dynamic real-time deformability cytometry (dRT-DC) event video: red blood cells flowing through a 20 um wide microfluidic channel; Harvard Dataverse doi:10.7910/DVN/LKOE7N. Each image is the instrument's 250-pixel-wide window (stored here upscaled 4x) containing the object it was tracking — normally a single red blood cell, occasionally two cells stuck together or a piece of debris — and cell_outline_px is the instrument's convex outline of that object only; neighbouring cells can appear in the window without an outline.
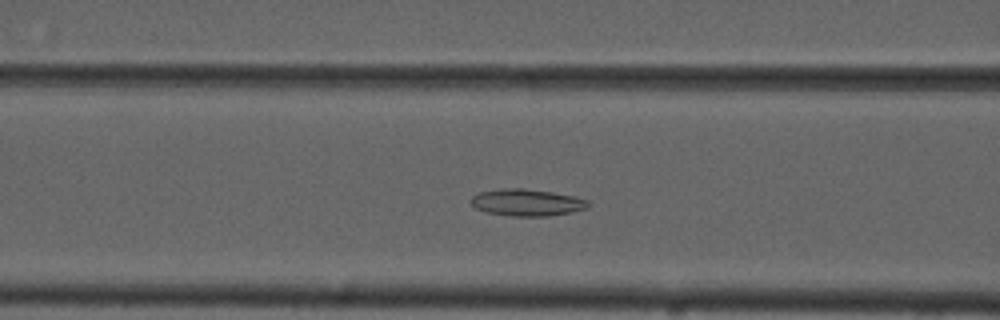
{"species": "common noctule bat (a hibernating species)", "species_latin": "Nyctalus noctula", "temperature_condition": "cold", "stored_images_in_passage": 45, "segment_of_instrument_passage": [1, 2], "camera_frame_rate_fps": 3000, "um_per_image_px": 0.085, "animal": {"sex": "male", "forearm_length_mm": 52.5}, "frame": {"image": 1, "passage_image": 11, "time_ms": 3.333, "image_size_px": [1000, 320], "cell_outline_px": [[592, 204], [588, 208], [572, 212], [548, 216], [512, 216], [488, 212], [476, 208], [468, 200], [472, 196], [480, 192], [504, 188], [524, 188], [552, 192], [572, 196], [588, 200]], "centroid_in_image_um": [44.81, 17.21], "position_along_channel_um": 121.8, "area_um2": 18.38}}
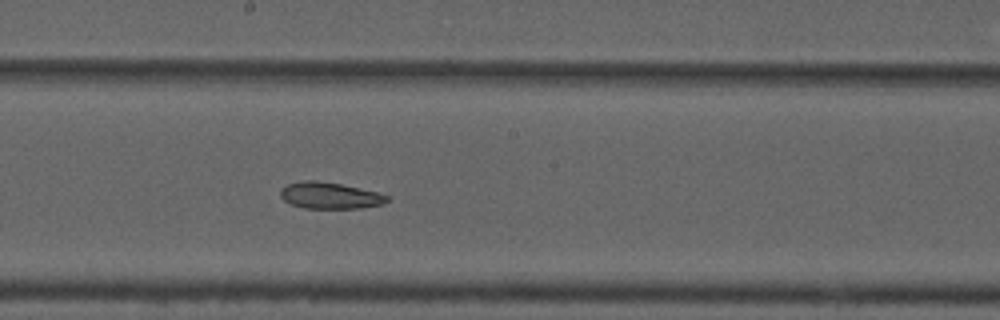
{"frame": {"image": 2, "passage_image": 19, "time_ms": 6.0, "image_size_px": [1000, 320], "cell_outline_px": [[388, 200], [384, 204], [360, 208], [304, 208], [288, 204], [280, 196], [280, 188], [288, 184], [304, 180], [316, 180], [340, 184], [376, 192], [388, 196]], "centroid_in_image_um": [27.99, 16.62], "position_along_channel_um": 220.2, "area_um2": 16.42}}
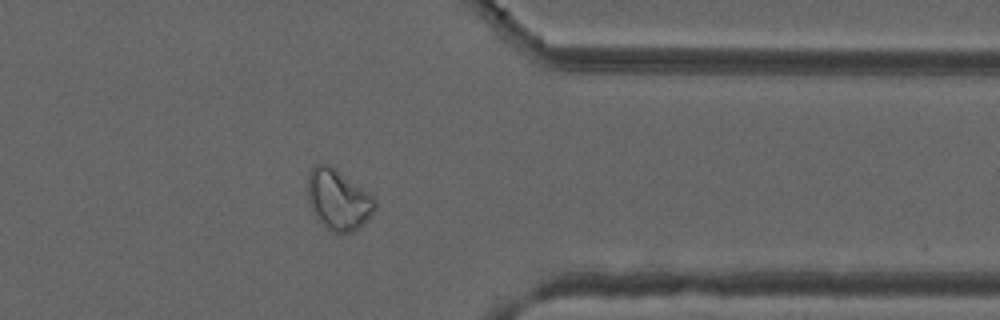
{"frame": {"image": 3, "passage_image": 33, "time_ms": 10.667, "image_size_px": [1000, 320], "cell_outline_px": [[376, 208], [352, 232], [336, 232], [324, 228], [316, 220], [308, 200], [308, 176], [312, 168], [316, 164], [328, 164], [336, 168], [372, 196], [376, 200]], "centroid_in_image_um": [28.7, 16.96], "position_along_channel_um": 382.7, "area_um2": 23.35}}